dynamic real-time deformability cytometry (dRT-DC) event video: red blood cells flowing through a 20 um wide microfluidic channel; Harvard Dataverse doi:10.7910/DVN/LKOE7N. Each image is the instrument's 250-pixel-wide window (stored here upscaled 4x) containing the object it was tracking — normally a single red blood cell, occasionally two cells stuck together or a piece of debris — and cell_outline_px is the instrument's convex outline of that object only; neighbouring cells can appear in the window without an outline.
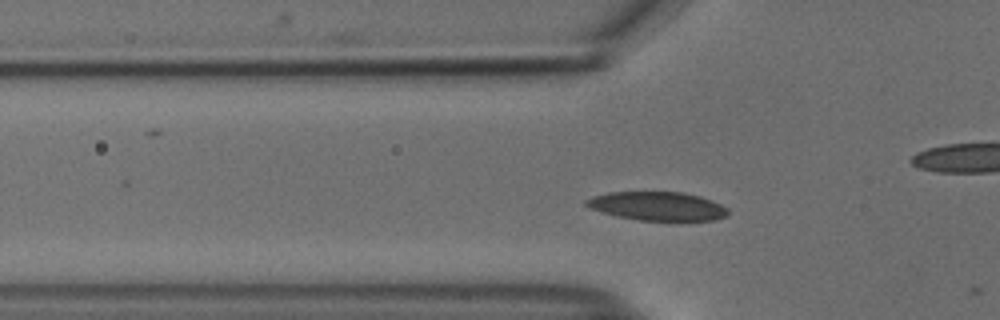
{"species": "common noctule bat (a hibernating species)", "species_latin": "Nyctalus noctula", "temperature_condition": "cold", "stored_images_in_passage": 14, "camera_frame_rate_fps": 3000, "um_per_image_px": 0.085, "animal": {"sex": "male", "body_mass_g": 18.8}, "frame": {"image": 1, "passage_image": 11, "time_ms": 3.333, "image_size_px": [1000, 320], "cell_outline_px": [[728, 216], [716, 220], [640, 220], [616, 216], [592, 208], [584, 204], [584, 200], [592, 196], [608, 192], [680, 192], [700, 196], [712, 200], [728, 208]], "centroid_in_image_um": [55.9, 17.51], "position_along_channel_um": 69.9, "area_um2": 23.64}}